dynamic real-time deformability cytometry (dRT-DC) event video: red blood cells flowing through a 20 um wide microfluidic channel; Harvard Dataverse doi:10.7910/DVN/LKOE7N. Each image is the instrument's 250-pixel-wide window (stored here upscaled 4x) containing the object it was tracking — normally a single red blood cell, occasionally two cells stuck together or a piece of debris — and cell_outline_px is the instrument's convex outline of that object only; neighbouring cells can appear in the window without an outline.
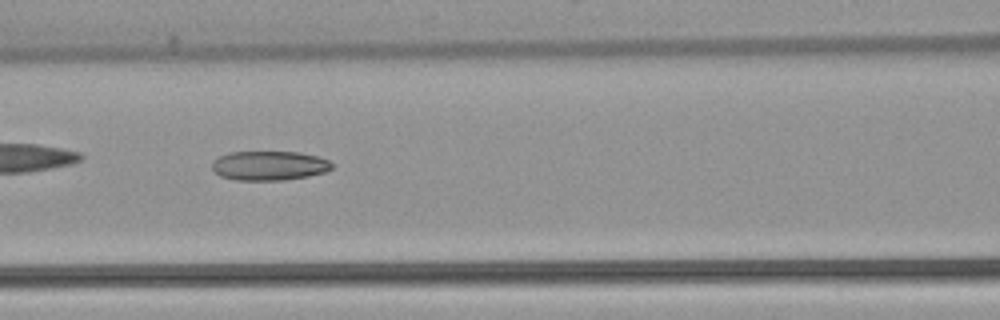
{"species": "common noctule bat (a hibernating species)", "species_latin": "Nyctalus noctula", "temperature_condition": "warm", "stored_images_in_passage": 50, "camera_frame_rate_fps": 3000, "um_per_image_px": 0.085, "animal": {"sex": "female", "body_mass_g": 22.7, "forearm_length_mm": 54.2}, "frame": {"image": 1, "passage_image": 22, "time_ms": 7.0, "image_size_px": [1000, 320], "cell_outline_px": [[332, 168], [324, 172], [308, 176], [284, 180], [236, 180], [220, 176], [212, 168], [212, 160], [228, 152], [300, 152], [320, 156], [328, 160], [332, 164]], "centroid_in_image_um": [22.88, 14.07], "position_along_channel_um": 143.7, "area_um2": 20.58}}
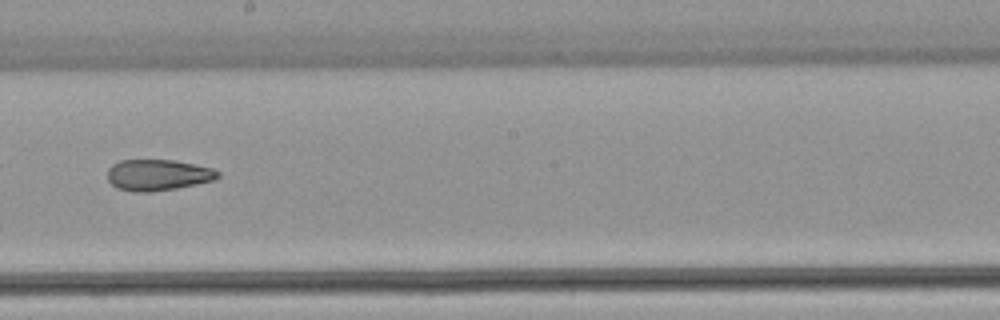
{"frame": {"image": 2, "passage_image": 29, "time_ms": 9.333, "image_size_px": [1000, 320], "cell_outline_px": [[220, 176], [216, 180], [176, 188], [152, 192], [132, 192], [116, 188], [108, 180], [108, 168], [112, 164], [120, 160], [172, 160], [212, 168], [220, 172]], "centroid_in_image_um": [13.41, 14.88], "position_along_channel_um": 234.8, "area_um2": 20.11}, "authors_computed_cell_mechanics": {"area_um2": 22.7154, "velocity_mm_per_s": 3.9151, "shape_relaxation_time_tau1_ms": null, "shape_relaxation_time_tau2_ms": 3.3807, "deformation_change_tau1": null, "deformation_change_tau2": 0.1165}}